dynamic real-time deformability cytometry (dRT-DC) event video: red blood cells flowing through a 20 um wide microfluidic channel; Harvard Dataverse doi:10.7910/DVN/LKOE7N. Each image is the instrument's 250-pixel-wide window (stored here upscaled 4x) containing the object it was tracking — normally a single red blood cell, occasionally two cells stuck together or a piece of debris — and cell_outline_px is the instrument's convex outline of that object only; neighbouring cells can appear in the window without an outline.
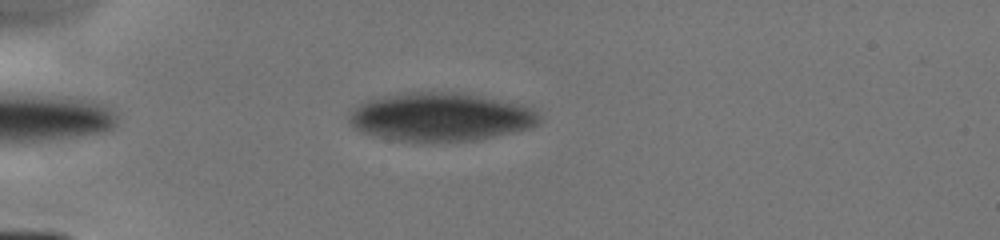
{"species": "human", "species_latin": "Homo sapiens", "temperature_condition": "cold", "stored_images_in_passage": 7, "camera_frame_rate_fps": 3000, "um_per_image_px": 0.085, "donor": {"sex": "male"}, "frame": {"image": 1, "passage_image": 3, "time_ms": 1.667, "image_size_px": [1000, 240], "cell_outline_px": [[544, 120], [540, 124], [528, 128], [512, 132], [476, 140], [396, 140], [376, 136], [352, 128], [344, 116], [352, 108], [368, 100], [400, 92], [456, 92], [480, 96], [520, 104], [532, 108]], "centroid_in_image_um": [37.4, 9.92], "position_along_channel_um": 47.6, "area_um2": 53.47}}